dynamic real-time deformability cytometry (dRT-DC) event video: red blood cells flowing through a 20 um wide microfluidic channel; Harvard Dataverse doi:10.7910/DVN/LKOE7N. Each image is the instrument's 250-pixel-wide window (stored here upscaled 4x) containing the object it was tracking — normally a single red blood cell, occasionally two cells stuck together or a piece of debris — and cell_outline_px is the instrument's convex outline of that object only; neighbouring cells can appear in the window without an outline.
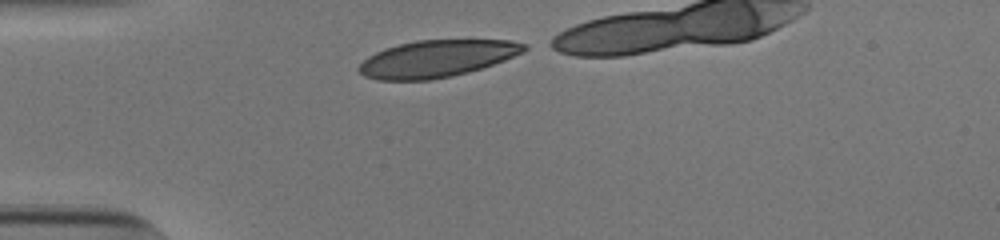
{"species": "human", "species_latin": "Homo sapiens", "temperature_condition": "cold", "stored_images_in_passage": 14, "camera_frame_rate_fps": 3000, "um_per_image_px": 0.085, "donor": {"sex": "male"}, "frame": {"image": 1, "passage_image": 1, "time_ms": 0.0, "image_size_px": [1000, 240], "cell_outline_px": [[528, 48], [524, 52], [504, 60], [468, 72], [452, 76], [432, 80], [376, 80], [364, 76], [356, 68], [368, 56], [384, 48], [416, 40], [512, 40], [528, 44]], "centroid_in_image_um": [37.13, 4.98], "position_along_channel_um": 47.9, "area_um2": 35.66}}
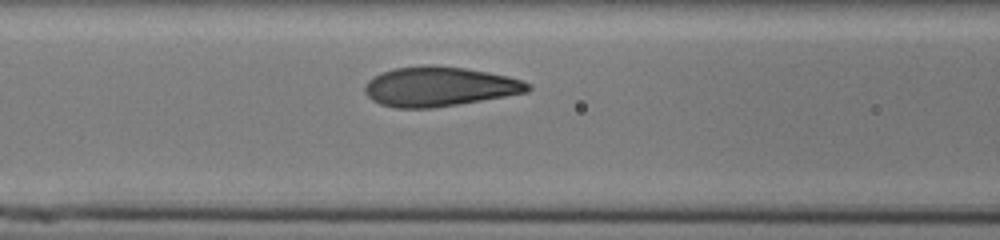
{"frame": {"image": 2, "passage_image": 9, "time_ms": 2.667, "image_size_px": [1000, 240], "cell_outline_px": [[532, 88], [528, 92], [432, 108], [396, 108], [380, 104], [372, 100], [364, 92], [364, 84], [372, 76], [380, 72], [396, 68], [428, 64], [464, 68], [488, 72], [508, 76], [520, 80], [528, 84]], "centroid_in_image_um": [37.28, 7.35], "position_along_channel_um": 129.3, "area_um2": 37.51}}
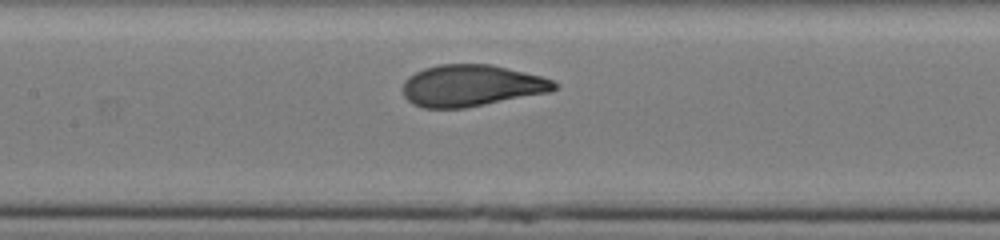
{"frame": {"image": 3, "passage_image": 12, "time_ms": 3.667, "image_size_px": [1000, 240], "cell_outline_px": [[560, 84], [552, 92], [464, 108], [424, 108], [412, 104], [404, 96], [404, 80], [408, 76], [424, 68], [440, 64], [488, 64], [524, 72], [540, 76], [552, 80]], "centroid_in_image_um": [40.08, 7.28], "position_along_channel_um": 167.3, "area_um2": 36.7}}